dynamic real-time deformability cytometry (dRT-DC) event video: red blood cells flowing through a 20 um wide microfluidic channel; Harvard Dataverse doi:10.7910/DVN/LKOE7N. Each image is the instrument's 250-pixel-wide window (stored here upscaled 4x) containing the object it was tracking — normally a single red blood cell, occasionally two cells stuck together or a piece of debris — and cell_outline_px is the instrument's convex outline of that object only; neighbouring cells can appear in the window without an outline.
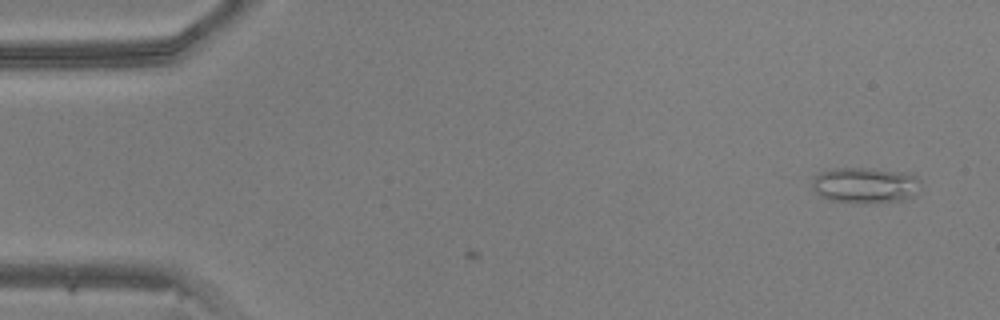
{"species": "common noctule bat (a hibernating species)", "species_latin": "Nyctalus noctula", "temperature_condition": "warm", "stored_images_in_passage": 4, "camera_frame_rate_fps": 3000, "um_per_image_px": 0.085, "animal": {"sex": "male", "body_mass_g": 20.5, "forearm_length_mm": 52.5}, "frame": {"image": 1, "passage_image": 1, "time_ms": 0.0, "image_size_px": [1000, 320], "cell_outline_px": [[920, 192], [904, 200], [864, 204], [828, 200], [820, 196], [812, 188], [812, 176], [816, 172], [832, 168], [868, 168], [904, 172], [916, 176], [920, 180]], "centroid_in_image_um": [73.51, 15.75], "position_along_channel_um": 11.5, "area_um2": 23.29}}